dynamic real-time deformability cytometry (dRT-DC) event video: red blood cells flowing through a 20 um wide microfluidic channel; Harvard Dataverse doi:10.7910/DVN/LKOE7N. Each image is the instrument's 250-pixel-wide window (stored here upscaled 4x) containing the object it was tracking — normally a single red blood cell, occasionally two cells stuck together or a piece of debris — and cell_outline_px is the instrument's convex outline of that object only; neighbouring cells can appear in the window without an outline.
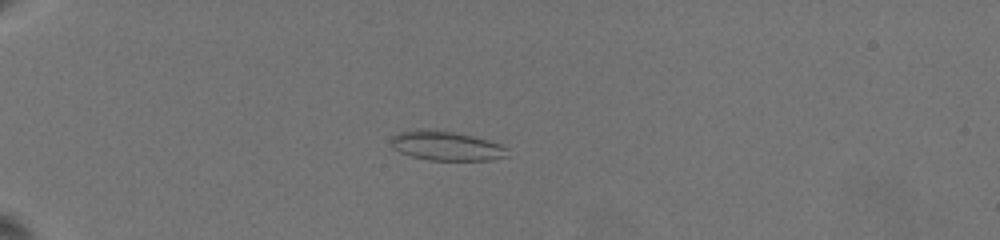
{"species": "common noctule bat (a hibernating species)", "species_latin": "Nyctalus noctula", "temperature_condition": "warm", "stored_images_in_passage": 15, "camera_frame_rate_fps": 3000, "um_per_image_px": 0.085, "animal": {"sex": "female", "body_mass_g": 19.5, "forearm_length_mm": 54.1}, "frame": {"image": 1, "passage_image": 7, "time_ms": 5.333, "image_size_px": [1000, 240], "cell_outline_px": [[508, 156], [492, 160], [428, 160], [412, 156], [400, 152], [392, 148], [392, 136], [400, 132], [416, 128], [428, 128], [452, 132], [472, 136], [488, 140], [500, 144], [508, 148]], "centroid_in_image_um": [37.93, 12.39], "position_along_channel_um": 47.1, "area_um2": 20.06}}
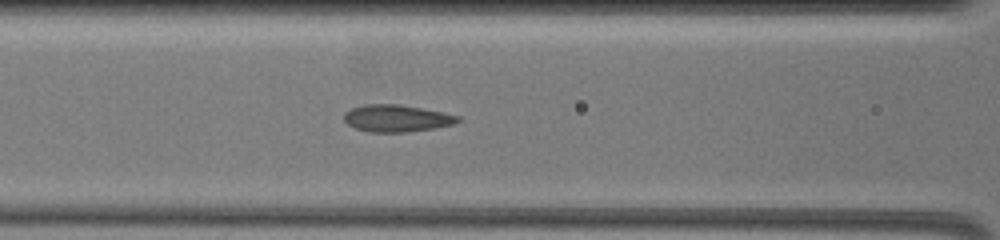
{"frame": {"image": 2, "passage_image": 15, "time_ms": 9.333, "image_size_px": [1000, 240], "cell_outline_px": [[460, 120], [452, 124], [436, 128], [404, 132], [368, 132], [356, 128], [348, 124], [344, 120], [344, 112], [352, 108], [364, 104], [396, 104], [444, 112], [460, 116]], "centroid_in_image_um": [33.7, 10.05], "position_along_channel_um": 132.9, "area_um2": 17.86}}